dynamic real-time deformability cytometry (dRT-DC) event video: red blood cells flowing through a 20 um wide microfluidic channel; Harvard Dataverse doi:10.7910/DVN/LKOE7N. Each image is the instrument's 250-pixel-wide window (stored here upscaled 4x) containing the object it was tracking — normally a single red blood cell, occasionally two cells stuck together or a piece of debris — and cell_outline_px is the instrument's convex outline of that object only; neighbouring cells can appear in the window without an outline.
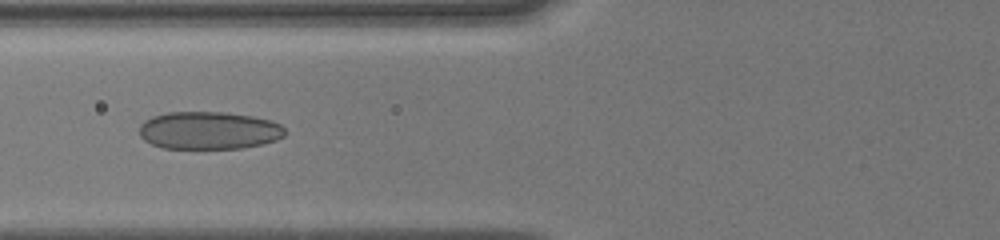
{"species": "human", "species_latin": "Homo sapiens", "temperature_condition": "cold", "stored_images_in_passage": 69, "camera_frame_rate_fps": 3000, "um_per_image_px": 0.085, "donor": {"sex": "male"}, "frame": {"image": 1, "passage_image": 20, "time_ms": 4.0, "image_size_px": [1000, 240], "cell_outline_px": [[288, 132], [284, 136], [276, 140], [264, 144], [240, 148], [164, 148], [152, 144], [144, 140], [140, 136], [140, 124], [144, 120], [152, 116], [168, 112], [224, 112], [252, 116], [272, 120], [280, 124]], "centroid_in_image_um": [17.78, 11.08], "position_along_channel_um": 108.0, "area_um2": 32.19}}
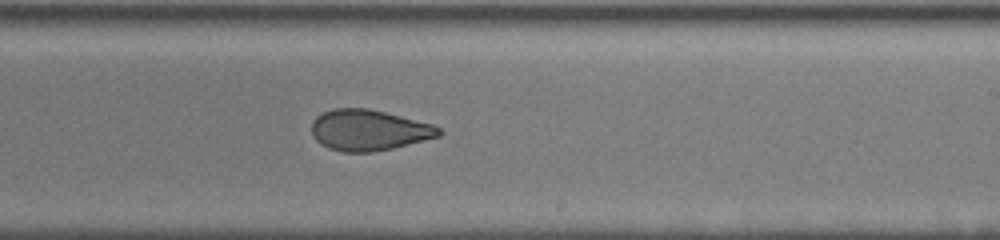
{"frame": {"image": 2, "passage_image": 39, "time_ms": 7.667, "image_size_px": [1000, 240], "cell_outline_px": [[444, 132], [440, 136], [392, 148], [372, 152], [344, 152], [328, 148], [320, 144], [312, 136], [312, 120], [316, 116], [332, 108], [368, 108], [432, 124], [440, 128]], "centroid_in_image_um": [31.32, 11.06], "position_along_channel_um": 257.7, "area_um2": 30.29}}
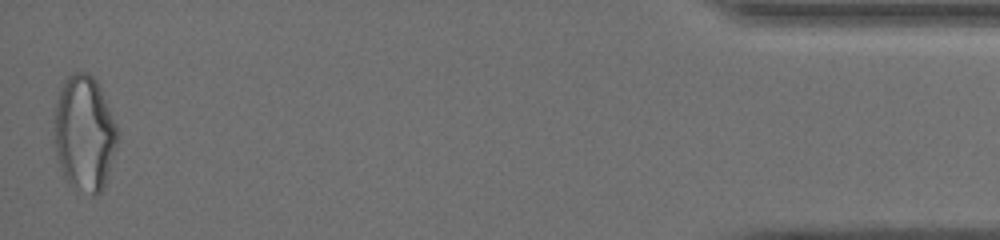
{"frame": {"image": 3, "passage_image": 68, "time_ms": 13.667, "image_size_px": [1000, 240], "cell_outline_px": [[120, 136], [104, 188], [96, 196], [92, 196], [76, 192], [64, 176], [56, 156], [56, 104], [60, 88], [64, 80], [72, 72], [88, 72], [96, 80], [100, 88], [116, 124]], "centroid_in_image_um": [7.2, 11.38], "position_along_channel_um": 428.0, "area_um2": 42.71}, "authors_computed_cell_mechanics": {"area_um2": 32.7726, "velocity_mm_per_s": 4.0855, "shape_relaxation_time_tau1_ms": 6.29, "shape_relaxation_time_tau2_ms": 1.7339, "deformation_change_tau1": 0.1407, "deformation_change_tau2": 0.0756}}